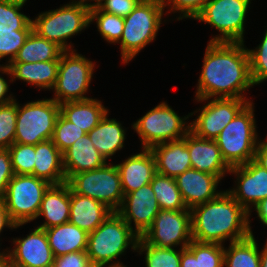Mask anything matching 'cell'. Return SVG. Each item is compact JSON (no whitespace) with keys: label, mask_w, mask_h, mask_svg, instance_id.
I'll list each match as a JSON object with an SVG mask.
<instances>
[{"label":"cell","mask_w":267,"mask_h":267,"mask_svg":"<svg viewBox=\"0 0 267 267\" xmlns=\"http://www.w3.org/2000/svg\"><path fill=\"white\" fill-rule=\"evenodd\" d=\"M221 180L216 175L201 172L193 168L186 170L175 178L187 209H191L218 197L223 192L216 190Z\"/></svg>","instance_id":"18"},{"label":"cell","mask_w":267,"mask_h":267,"mask_svg":"<svg viewBox=\"0 0 267 267\" xmlns=\"http://www.w3.org/2000/svg\"><path fill=\"white\" fill-rule=\"evenodd\" d=\"M186 248L199 256L200 267H224V245L192 240Z\"/></svg>","instance_id":"36"},{"label":"cell","mask_w":267,"mask_h":267,"mask_svg":"<svg viewBox=\"0 0 267 267\" xmlns=\"http://www.w3.org/2000/svg\"><path fill=\"white\" fill-rule=\"evenodd\" d=\"M107 163L92 144L88 134L80 137L63 153L66 181L74 174L101 168Z\"/></svg>","instance_id":"23"},{"label":"cell","mask_w":267,"mask_h":267,"mask_svg":"<svg viewBox=\"0 0 267 267\" xmlns=\"http://www.w3.org/2000/svg\"><path fill=\"white\" fill-rule=\"evenodd\" d=\"M31 175L43 179L51 185L67 182L63 167V153L52 139L35 145V164Z\"/></svg>","instance_id":"26"},{"label":"cell","mask_w":267,"mask_h":267,"mask_svg":"<svg viewBox=\"0 0 267 267\" xmlns=\"http://www.w3.org/2000/svg\"><path fill=\"white\" fill-rule=\"evenodd\" d=\"M50 186V183L34 175L14 174L3 198L11 219L16 224L36 220L44 194Z\"/></svg>","instance_id":"11"},{"label":"cell","mask_w":267,"mask_h":267,"mask_svg":"<svg viewBox=\"0 0 267 267\" xmlns=\"http://www.w3.org/2000/svg\"><path fill=\"white\" fill-rule=\"evenodd\" d=\"M191 165L193 169L220 177H225L231 167L222 157L219 146L215 140L197 137L193 132L186 134Z\"/></svg>","instance_id":"19"},{"label":"cell","mask_w":267,"mask_h":267,"mask_svg":"<svg viewBox=\"0 0 267 267\" xmlns=\"http://www.w3.org/2000/svg\"><path fill=\"white\" fill-rule=\"evenodd\" d=\"M17 102V120L14 143L36 145L52 139L60 104L51 98Z\"/></svg>","instance_id":"8"},{"label":"cell","mask_w":267,"mask_h":267,"mask_svg":"<svg viewBox=\"0 0 267 267\" xmlns=\"http://www.w3.org/2000/svg\"><path fill=\"white\" fill-rule=\"evenodd\" d=\"M54 267H92L87 252L78 251L55 258Z\"/></svg>","instance_id":"45"},{"label":"cell","mask_w":267,"mask_h":267,"mask_svg":"<svg viewBox=\"0 0 267 267\" xmlns=\"http://www.w3.org/2000/svg\"><path fill=\"white\" fill-rule=\"evenodd\" d=\"M142 238L157 247L185 249L192 241L190 210L160 209Z\"/></svg>","instance_id":"13"},{"label":"cell","mask_w":267,"mask_h":267,"mask_svg":"<svg viewBox=\"0 0 267 267\" xmlns=\"http://www.w3.org/2000/svg\"><path fill=\"white\" fill-rule=\"evenodd\" d=\"M13 176L10 151L0 149V199L4 198L8 183Z\"/></svg>","instance_id":"44"},{"label":"cell","mask_w":267,"mask_h":267,"mask_svg":"<svg viewBox=\"0 0 267 267\" xmlns=\"http://www.w3.org/2000/svg\"><path fill=\"white\" fill-rule=\"evenodd\" d=\"M8 150L14 174L31 175L35 164V145L13 143Z\"/></svg>","instance_id":"39"},{"label":"cell","mask_w":267,"mask_h":267,"mask_svg":"<svg viewBox=\"0 0 267 267\" xmlns=\"http://www.w3.org/2000/svg\"><path fill=\"white\" fill-rule=\"evenodd\" d=\"M72 1H74V2H79V3H85V4H87V5H90V6H92V5H96V3L99 1V0H72ZM89 1H90V3H89ZM91 1H94V3H91Z\"/></svg>","instance_id":"53"},{"label":"cell","mask_w":267,"mask_h":267,"mask_svg":"<svg viewBox=\"0 0 267 267\" xmlns=\"http://www.w3.org/2000/svg\"><path fill=\"white\" fill-rule=\"evenodd\" d=\"M254 235L224 247L225 267H260V250Z\"/></svg>","instance_id":"31"},{"label":"cell","mask_w":267,"mask_h":267,"mask_svg":"<svg viewBox=\"0 0 267 267\" xmlns=\"http://www.w3.org/2000/svg\"><path fill=\"white\" fill-rule=\"evenodd\" d=\"M25 3L0 0V31L23 30L31 21L21 12Z\"/></svg>","instance_id":"35"},{"label":"cell","mask_w":267,"mask_h":267,"mask_svg":"<svg viewBox=\"0 0 267 267\" xmlns=\"http://www.w3.org/2000/svg\"><path fill=\"white\" fill-rule=\"evenodd\" d=\"M1 252H0V267H8L7 249H4V251Z\"/></svg>","instance_id":"52"},{"label":"cell","mask_w":267,"mask_h":267,"mask_svg":"<svg viewBox=\"0 0 267 267\" xmlns=\"http://www.w3.org/2000/svg\"><path fill=\"white\" fill-rule=\"evenodd\" d=\"M64 50L56 43L39 36L33 30L11 62L34 63L60 60Z\"/></svg>","instance_id":"30"},{"label":"cell","mask_w":267,"mask_h":267,"mask_svg":"<svg viewBox=\"0 0 267 267\" xmlns=\"http://www.w3.org/2000/svg\"><path fill=\"white\" fill-rule=\"evenodd\" d=\"M236 175V185L226 191L248 212L252 207L267 198V170L254 159L248 163L233 166L229 174Z\"/></svg>","instance_id":"15"},{"label":"cell","mask_w":267,"mask_h":267,"mask_svg":"<svg viewBox=\"0 0 267 267\" xmlns=\"http://www.w3.org/2000/svg\"><path fill=\"white\" fill-rule=\"evenodd\" d=\"M90 8L85 3L72 1L57 9L41 12L32 20L33 31L64 51L76 50L66 40L90 26Z\"/></svg>","instance_id":"5"},{"label":"cell","mask_w":267,"mask_h":267,"mask_svg":"<svg viewBox=\"0 0 267 267\" xmlns=\"http://www.w3.org/2000/svg\"><path fill=\"white\" fill-rule=\"evenodd\" d=\"M164 10L162 0H141L134 10L124 17L123 34L117 43L121 46L124 65L155 40L163 23Z\"/></svg>","instance_id":"4"},{"label":"cell","mask_w":267,"mask_h":267,"mask_svg":"<svg viewBox=\"0 0 267 267\" xmlns=\"http://www.w3.org/2000/svg\"><path fill=\"white\" fill-rule=\"evenodd\" d=\"M156 166V173L176 178L188 169L192 168L186 135L184 138L160 143L150 148Z\"/></svg>","instance_id":"22"},{"label":"cell","mask_w":267,"mask_h":267,"mask_svg":"<svg viewBox=\"0 0 267 267\" xmlns=\"http://www.w3.org/2000/svg\"><path fill=\"white\" fill-rule=\"evenodd\" d=\"M190 212L192 240L224 245L253 235L249 212L227 191Z\"/></svg>","instance_id":"2"},{"label":"cell","mask_w":267,"mask_h":267,"mask_svg":"<svg viewBox=\"0 0 267 267\" xmlns=\"http://www.w3.org/2000/svg\"><path fill=\"white\" fill-rule=\"evenodd\" d=\"M151 183L152 190L155 193L160 209L162 210H190L187 209L181 197L180 190L176 184L175 178L163 176L156 173Z\"/></svg>","instance_id":"32"},{"label":"cell","mask_w":267,"mask_h":267,"mask_svg":"<svg viewBox=\"0 0 267 267\" xmlns=\"http://www.w3.org/2000/svg\"><path fill=\"white\" fill-rule=\"evenodd\" d=\"M108 113L99 124L87 134L94 147L107 161L119 150L124 148L126 129L116 119L108 118Z\"/></svg>","instance_id":"27"},{"label":"cell","mask_w":267,"mask_h":267,"mask_svg":"<svg viewBox=\"0 0 267 267\" xmlns=\"http://www.w3.org/2000/svg\"><path fill=\"white\" fill-rule=\"evenodd\" d=\"M253 86L244 42L207 43L196 86L197 102H207L211 98H239L251 102L243 92Z\"/></svg>","instance_id":"1"},{"label":"cell","mask_w":267,"mask_h":267,"mask_svg":"<svg viewBox=\"0 0 267 267\" xmlns=\"http://www.w3.org/2000/svg\"><path fill=\"white\" fill-rule=\"evenodd\" d=\"M11 1H18V2H22V3H26L27 0H11Z\"/></svg>","instance_id":"54"},{"label":"cell","mask_w":267,"mask_h":267,"mask_svg":"<svg viewBox=\"0 0 267 267\" xmlns=\"http://www.w3.org/2000/svg\"><path fill=\"white\" fill-rule=\"evenodd\" d=\"M24 224H16L10 217L8 211L6 210L3 199H0V234L4 228L17 229ZM1 245V244H0Z\"/></svg>","instance_id":"46"},{"label":"cell","mask_w":267,"mask_h":267,"mask_svg":"<svg viewBox=\"0 0 267 267\" xmlns=\"http://www.w3.org/2000/svg\"><path fill=\"white\" fill-rule=\"evenodd\" d=\"M9 86L7 80L0 74V105L10 103L15 99L12 94L7 96Z\"/></svg>","instance_id":"49"},{"label":"cell","mask_w":267,"mask_h":267,"mask_svg":"<svg viewBox=\"0 0 267 267\" xmlns=\"http://www.w3.org/2000/svg\"><path fill=\"white\" fill-rule=\"evenodd\" d=\"M141 0H99L96 6L109 14L117 15L119 17H126Z\"/></svg>","instance_id":"43"},{"label":"cell","mask_w":267,"mask_h":267,"mask_svg":"<svg viewBox=\"0 0 267 267\" xmlns=\"http://www.w3.org/2000/svg\"><path fill=\"white\" fill-rule=\"evenodd\" d=\"M263 144L267 145V137L264 140H260Z\"/></svg>","instance_id":"55"},{"label":"cell","mask_w":267,"mask_h":267,"mask_svg":"<svg viewBox=\"0 0 267 267\" xmlns=\"http://www.w3.org/2000/svg\"><path fill=\"white\" fill-rule=\"evenodd\" d=\"M96 65L76 50L64 51L59 60L58 75L54 87L58 104L91 99L86 96ZM85 95V96H84Z\"/></svg>","instance_id":"10"},{"label":"cell","mask_w":267,"mask_h":267,"mask_svg":"<svg viewBox=\"0 0 267 267\" xmlns=\"http://www.w3.org/2000/svg\"><path fill=\"white\" fill-rule=\"evenodd\" d=\"M136 252L145 255L146 267H180L181 249L157 247L138 238Z\"/></svg>","instance_id":"33"},{"label":"cell","mask_w":267,"mask_h":267,"mask_svg":"<svg viewBox=\"0 0 267 267\" xmlns=\"http://www.w3.org/2000/svg\"><path fill=\"white\" fill-rule=\"evenodd\" d=\"M159 210L157 198L151 183H149L138 190L125 194L122 204L116 212L139 237H142L151 227Z\"/></svg>","instance_id":"17"},{"label":"cell","mask_w":267,"mask_h":267,"mask_svg":"<svg viewBox=\"0 0 267 267\" xmlns=\"http://www.w3.org/2000/svg\"><path fill=\"white\" fill-rule=\"evenodd\" d=\"M32 30L31 21L23 30L0 31V61L6 56V64L13 61Z\"/></svg>","instance_id":"37"},{"label":"cell","mask_w":267,"mask_h":267,"mask_svg":"<svg viewBox=\"0 0 267 267\" xmlns=\"http://www.w3.org/2000/svg\"><path fill=\"white\" fill-rule=\"evenodd\" d=\"M96 21L100 35L108 43H118L123 34L124 18L101 11L96 5L90 8V24Z\"/></svg>","instance_id":"34"},{"label":"cell","mask_w":267,"mask_h":267,"mask_svg":"<svg viewBox=\"0 0 267 267\" xmlns=\"http://www.w3.org/2000/svg\"><path fill=\"white\" fill-rule=\"evenodd\" d=\"M261 43L255 49H248L250 74L255 85L267 81V28Z\"/></svg>","instance_id":"41"},{"label":"cell","mask_w":267,"mask_h":267,"mask_svg":"<svg viewBox=\"0 0 267 267\" xmlns=\"http://www.w3.org/2000/svg\"><path fill=\"white\" fill-rule=\"evenodd\" d=\"M254 160L267 170V145L259 141L255 151Z\"/></svg>","instance_id":"48"},{"label":"cell","mask_w":267,"mask_h":267,"mask_svg":"<svg viewBox=\"0 0 267 267\" xmlns=\"http://www.w3.org/2000/svg\"><path fill=\"white\" fill-rule=\"evenodd\" d=\"M253 209H255L254 211H256L259 221L264 226H267V198L260 201Z\"/></svg>","instance_id":"50"},{"label":"cell","mask_w":267,"mask_h":267,"mask_svg":"<svg viewBox=\"0 0 267 267\" xmlns=\"http://www.w3.org/2000/svg\"><path fill=\"white\" fill-rule=\"evenodd\" d=\"M252 0H210L194 18L210 24L220 34L209 42L243 43L245 21Z\"/></svg>","instance_id":"9"},{"label":"cell","mask_w":267,"mask_h":267,"mask_svg":"<svg viewBox=\"0 0 267 267\" xmlns=\"http://www.w3.org/2000/svg\"><path fill=\"white\" fill-rule=\"evenodd\" d=\"M180 267H200L199 256H194L187 248L181 249Z\"/></svg>","instance_id":"47"},{"label":"cell","mask_w":267,"mask_h":267,"mask_svg":"<svg viewBox=\"0 0 267 267\" xmlns=\"http://www.w3.org/2000/svg\"><path fill=\"white\" fill-rule=\"evenodd\" d=\"M13 249H7L8 267H52L54 254L45 229L34 228L27 237L13 238Z\"/></svg>","instance_id":"16"},{"label":"cell","mask_w":267,"mask_h":267,"mask_svg":"<svg viewBox=\"0 0 267 267\" xmlns=\"http://www.w3.org/2000/svg\"><path fill=\"white\" fill-rule=\"evenodd\" d=\"M45 232L55 258L87 250L88 233L71 222L45 229Z\"/></svg>","instance_id":"29"},{"label":"cell","mask_w":267,"mask_h":267,"mask_svg":"<svg viewBox=\"0 0 267 267\" xmlns=\"http://www.w3.org/2000/svg\"><path fill=\"white\" fill-rule=\"evenodd\" d=\"M107 112L109 110L96 98L60 104V114L86 133L96 127Z\"/></svg>","instance_id":"28"},{"label":"cell","mask_w":267,"mask_h":267,"mask_svg":"<svg viewBox=\"0 0 267 267\" xmlns=\"http://www.w3.org/2000/svg\"><path fill=\"white\" fill-rule=\"evenodd\" d=\"M253 107V102H249L215 139L223 159L230 167L248 163L255 157L261 139H258Z\"/></svg>","instance_id":"6"},{"label":"cell","mask_w":267,"mask_h":267,"mask_svg":"<svg viewBox=\"0 0 267 267\" xmlns=\"http://www.w3.org/2000/svg\"><path fill=\"white\" fill-rule=\"evenodd\" d=\"M138 238L123 218L113 211L93 232L88 233L86 252L92 267L126 266L117 258L126 253L129 246L133 252L136 251Z\"/></svg>","instance_id":"3"},{"label":"cell","mask_w":267,"mask_h":267,"mask_svg":"<svg viewBox=\"0 0 267 267\" xmlns=\"http://www.w3.org/2000/svg\"><path fill=\"white\" fill-rule=\"evenodd\" d=\"M164 8L179 13L177 20L194 19L210 0H162ZM168 6V7H167ZM170 8V9H169Z\"/></svg>","instance_id":"42"},{"label":"cell","mask_w":267,"mask_h":267,"mask_svg":"<svg viewBox=\"0 0 267 267\" xmlns=\"http://www.w3.org/2000/svg\"><path fill=\"white\" fill-rule=\"evenodd\" d=\"M264 244L262 251H260V267H267V241Z\"/></svg>","instance_id":"51"},{"label":"cell","mask_w":267,"mask_h":267,"mask_svg":"<svg viewBox=\"0 0 267 267\" xmlns=\"http://www.w3.org/2000/svg\"><path fill=\"white\" fill-rule=\"evenodd\" d=\"M116 166L124 195L149 184L156 174L155 159L150 149H143Z\"/></svg>","instance_id":"21"},{"label":"cell","mask_w":267,"mask_h":267,"mask_svg":"<svg viewBox=\"0 0 267 267\" xmlns=\"http://www.w3.org/2000/svg\"><path fill=\"white\" fill-rule=\"evenodd\" d=\"M67 183L75 193L100 201L112 211L122 204L124 193L116 164L107 162L101 168L74 174Z\"/></svg>","instance_id":"12"},{"label":"cell","mask_w":267,"mask_h":267,"mask_svg":"<svg viewBox=\"0 0 267 267\" xmlns=\"http://www.w3.org/2000/svg\"><path fill=\"white\" fill-rule=\"evenodd\" d=\"M112 212L102 202L79 195L70 188L69 222L80 229L93 232Z\"/></svg>","instance_id":"25"},{"label":"cell","mask_w":267,"mask_h":267,"mask_svg":"<svg viewBox=\"0 0 267 267\" xmlns=\"http://www.w3.org/2000/svg\"><path fill=\"white\" fill-rule=\"evenodd\" d=\"M17 100L0 105V149H8L15 138Z\"/></svg>","instance_id":"40"},{"label":"cell","mask_w":267,"mask_h":267,"mask_svg":"<svg viewBox=\"0 0 267 267\" xmlns=\"http://www.w3.org/2000/svg\"><path fill=\"white\" fill-rule=\"evenodd\" d=\"M58 68L59 60L34 63L10 62L5 65L0 64V73L9 75L10 82L18 79L36 88L50 90L55 85Z\"/></svg>","instance_id":"20"},{"label":"cell","mask_w":267,"mask_h":267,"mask_svg":"<svg viewBox=\"0 0 267 267\" xmlns=\"http://www.w3.org/2000/svg\"><path fill=\"white\" fill-rule=\"evenodd\" d=\"M249 103L247 99L212 98L198 111L196 119L190 122V131L197 137L215 140L224 127Z\"/></svg>","instance_id":"14"},{"label":"cell","mask_w":267,"mask_h":267,"mask_svg":"<svg viewBox=\"0 0 267 267\" xmlns=\"http://www.w3.org/2000/svg\"><path fill=\"white\" fill-rule=\"evenodd\" d=\"M186 115L180 117L166 102H161L144 116L132 124V128L138 134L142 148L150 149L153 146L175 141L185 137L190 131V123Z\"/></svg>","instance_id":"7"},{"label":"cell","mask_w":267,"mask_h":267,"mask_svg":"<svg viewBox=\"0 0 267 267\" xmlns=\"http://www.w3.org/2000/svg\"><path fill=\"white\" fill-rule=\"evenodd\" d=\"M86 134L76 124L71 123L59 114L55 123L52 141L64 153L75 141Z\"/></svg>","instance_id":"38"},{"label":"cell","mask_w":267,"mask_h":267,"mask_svg":"<svg viewBox=\"0 0 267 267\" xmlns=\"http://www.w3.org/2000/svg\"><path fill=\"white\" fill-rule=\"evenodd\" d=\"M43 216L44 222L37 226L48 229L69 222L70 217V186L67 182L51 185L45 192L37 215Z\"/></svg>","instance_id":"24"}]
</instances>
